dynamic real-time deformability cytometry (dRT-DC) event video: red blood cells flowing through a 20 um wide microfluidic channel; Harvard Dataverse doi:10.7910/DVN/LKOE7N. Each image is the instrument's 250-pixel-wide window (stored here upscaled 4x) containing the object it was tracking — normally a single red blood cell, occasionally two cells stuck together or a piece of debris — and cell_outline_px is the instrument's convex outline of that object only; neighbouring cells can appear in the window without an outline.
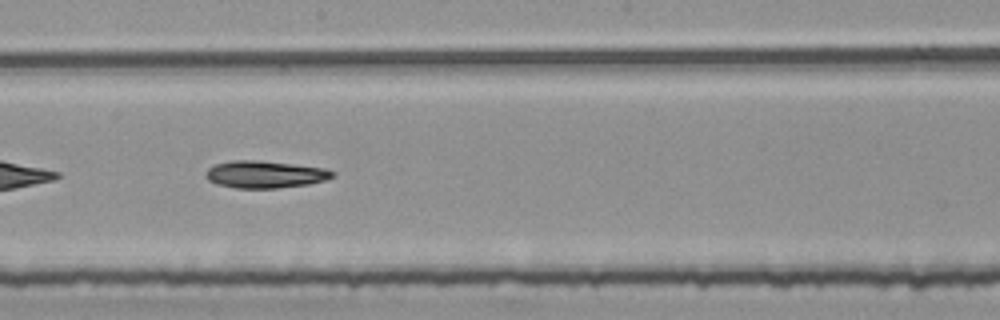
{"species": "common noctule bat (a hibernating species)", "species_latin": "Nyctalus noctula", "temperature_condition": "room temperature", "stored_images_in_passage": 23, "camera_frame_rate_fps": 3000, "um_per_image_px": 0.085, "animal": {"sex": "female", "body_mass_g": 25.1}, "frame": {"image": 1, "passage_image": 14, "time_ms": 4.333, "image_size_px": [1000, 320], "cell_outline_px": [[336, 176], [324, 180], [308, 184], [276, 188], [236, 188], [216, 184], [208, 180], [204, 176], [208, 168], [216, 164], [232, 160], [260, 160], [324, 168], [336, 172]], "centroid_in_image_um": [22.51, 14.82], "position_along_channel_um": 225.7, "area_um2": 20.11}}
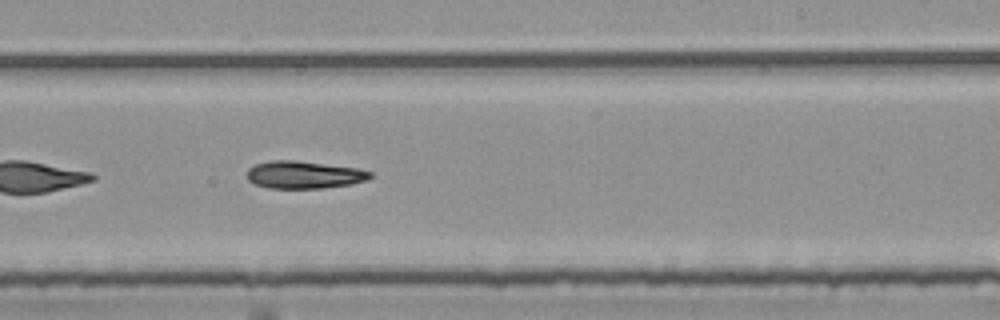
{"frame": {"image": 2, "passage_image": 17, "time_ms": 5.333, "image_size_px": [1000, 320], "cell_outline_px": [[372, 176], [368, 180], [352, 184], [320, 188], [268, 188], [256, 184], [248, 180], [248, 168], [256, 164], [268, 160], [296, 160], [356, 168], [372, 172]], "centroid_in_image_um": [25.84, 14.85], "position_along_channel_um": 263.2, "area_um2": 19.71}}